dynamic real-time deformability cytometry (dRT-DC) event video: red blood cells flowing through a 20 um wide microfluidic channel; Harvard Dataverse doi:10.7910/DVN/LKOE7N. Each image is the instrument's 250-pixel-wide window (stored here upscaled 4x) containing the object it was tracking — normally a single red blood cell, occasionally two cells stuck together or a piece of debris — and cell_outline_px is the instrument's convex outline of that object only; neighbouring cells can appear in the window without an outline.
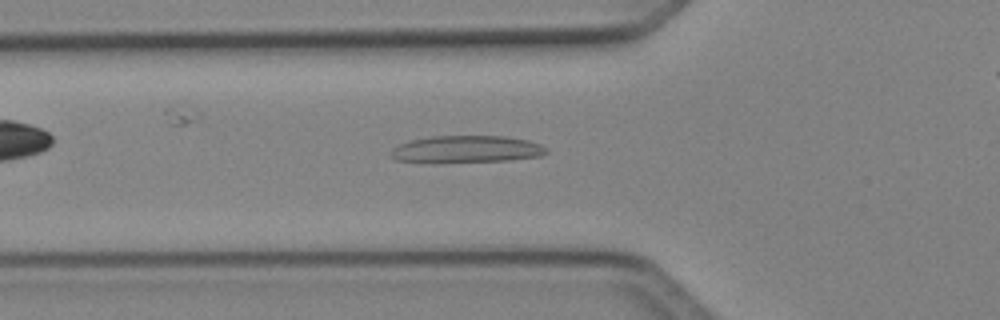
{"species": "Egyptian fruit bat (a non-hibernating species)", "species_latin": "Rousettus aegyptiacus", "temperature_condition": "cold", "stored_images_in_passage": 45, "camera_frame_rate_fps": 3000, "um_per_image_px": 0.085, "animal": {"sex": "female"}, "frame": {"image": 1, "passage_image": 16, "time_ms": 5.0, "image_size_px": [1000, 320], "cell_outline_px": [[548, 152], [540, 156], [508, 160], [396, 160], [388, 156], [392, 148], [400, 144], [412, 140], [432, 136], [504, 136], [528, 140], [540, 144], [548, 148]], "centroid_in_image_um": [39.72, 12.64], "position_along_channel_um": 86.1, "area_um2": 23.52}}
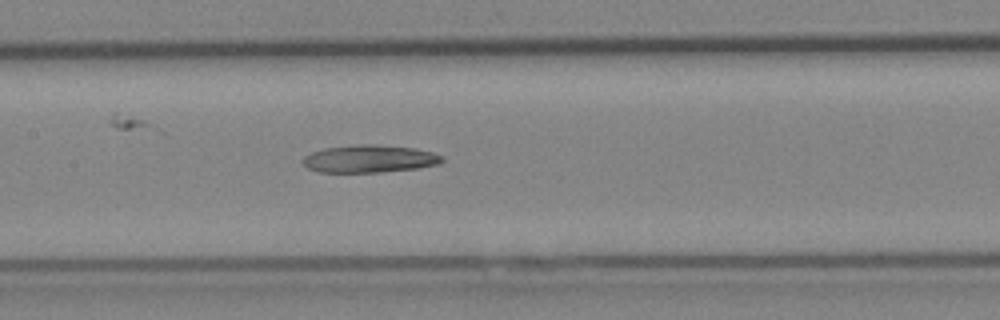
{"frame": {"image": 2, "passage_image": 23, "time_ms": 7.333, "image_size_px": [1000, 320], "cell_outline_px": [[444, 160], [440, 164], [416, 168], [380, 172], [320, 172], [308, 168], [304, 164], [304, 156], [312, 152], [324, 148], [364, 144], [376, 144], [416, 148], [432, 152], [444, 156]], "centroid_in_image_um": [31.45, 13.49], "position_along_channel_um": 175.9, "area_um2": 22.31}}
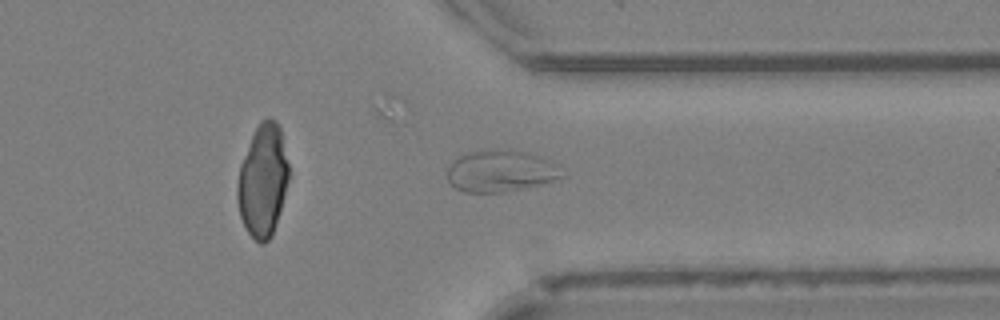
{"frame": {"image": 3, "passage_image": 38, "time_ms": 12.333, "image_size_px": [1000, 320], "cell_outline_px": [[564, 176], [552, 180], [504, 192], [464, 192], [456, 188], [448, 180], [448, 164], [452, 160], [468, 152], [484, 148], [512, 148], [532, 152], [556, 164]], "centroid_in_image_um": [42.51, 14.48], "position_along_channel_um": 368.9, "area_um2": 28.15}}